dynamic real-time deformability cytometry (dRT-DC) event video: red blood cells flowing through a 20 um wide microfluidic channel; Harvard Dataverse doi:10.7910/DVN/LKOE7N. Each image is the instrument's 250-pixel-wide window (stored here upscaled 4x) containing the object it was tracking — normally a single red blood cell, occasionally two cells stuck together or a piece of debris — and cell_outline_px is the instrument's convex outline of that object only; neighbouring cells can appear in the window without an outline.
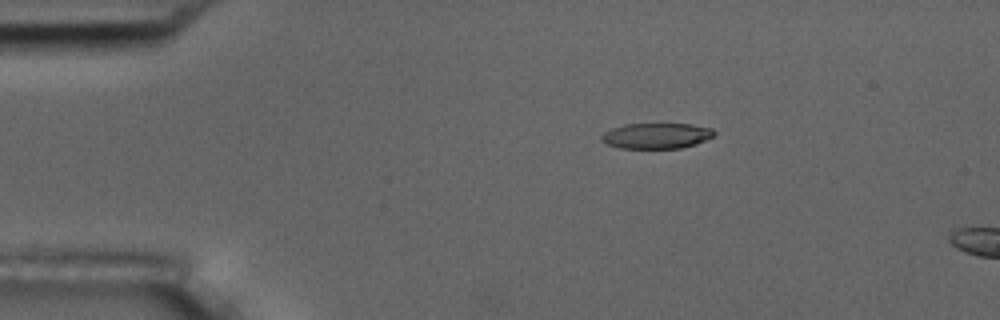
{"species": "common noctule bat (a hibernating species)", "species_latin": "Nyctalus noctula", "temperature_condition": "room temperature", "stored_images_in_passage": 4, "camera_frame_rate_fps": 3000, "um_per_image_px": 0.085, "animal": {"sex": "male", "body_mass_g": 17.5, "forearm_length_mm": 52.3}, "frame": {"image": 1, "passage_image": 3, "time_ms": 0.667, "image_size_px": [1000, 320], "cell_outline_px": [[716, 132], [712, 136], [696, 144], [680, 148], [620, 148], [608, 144], [600, 140], [600, 136], [604, 132], [612, 128], [624, 124], [692, 124], [712, 128]], "centroid_in_image_um": [55.78, 11.53], "position_along_channel_um": 29.2, "area_um2": 16.76}}